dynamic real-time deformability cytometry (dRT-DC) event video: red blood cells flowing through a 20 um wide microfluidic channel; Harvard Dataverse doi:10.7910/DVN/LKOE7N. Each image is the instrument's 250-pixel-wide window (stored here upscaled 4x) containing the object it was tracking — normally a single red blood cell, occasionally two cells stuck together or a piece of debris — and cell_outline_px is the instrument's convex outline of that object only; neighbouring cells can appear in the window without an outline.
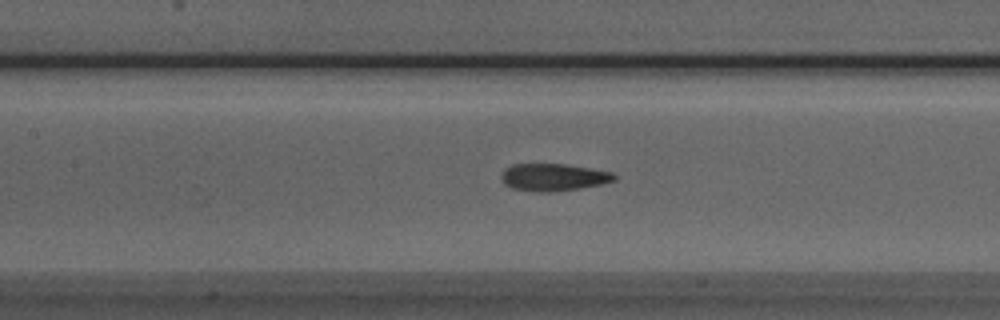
{"species": "Egyptian fruit bat (a non-hibernating species)", "species_latin": "Rousettus aegyptiacus", "temperature_condition": "room temperature", "stored_images_in_passage": 39, "camera_frame_rate_fps": 3000, "um_per_image_px": 0.085, "animal": {"sex": "male"}, "frame": {"image": 1, "passage_image": 15, "time_ms": 4.667, "image_size_px": [1000, 320], "cell_outline_px": [[616, 180], [600, 184], [580, 188], [548, 192], [540, 192], [512, 188], [504, 184], [500, 176], [504, 168], [512, 164], [564, 164], [612, 172], [616, 176]], "centroid_in_image_um": [47.0, 15.06], "position_along_channel_um": 160.4, "area_um2": 17.86}}
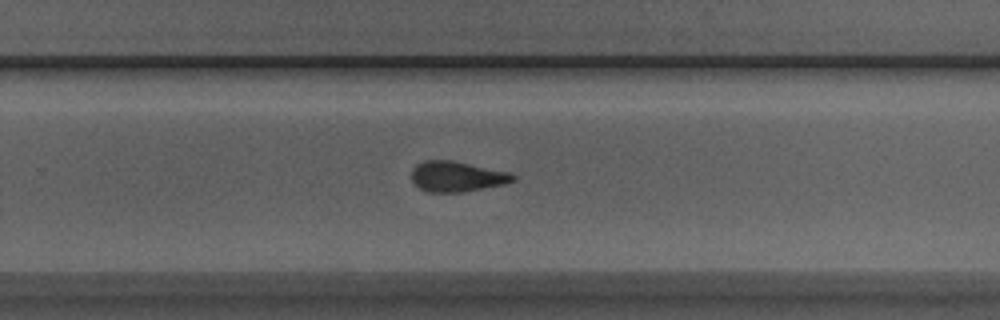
{"frame": {"image": 2, "passage_image": 25, "time_ms": 8.0, "image_size_px": [1000, 320], "cell_outline_px": [[516, 180], [504, 184], [484, 188], [460, 192], [428, 192], [420, 188], [412, 180], [412, 168], [416, 164], [424, 160], [452, 160], [512, 172], [516, 176]], "centroid_in_image_um": [38.86, 14.99], "position_along_channel_um": 290.9, "area_um2": 18.09}}
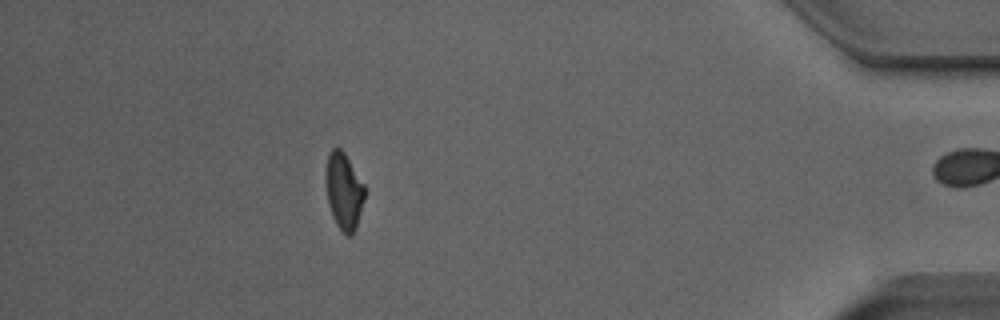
{"frame": {"image": 3, "passage_image": 38, "time_ms": 12.333, "image_size_px": [1000, 320], "cell_outline_px": [[364, 200], [356, 228], [352, 236], [348, 236], [336, 224], [328, 204], [324, 180], [324, 172], [328, 152], [332, 148], [340, 148], [344, 152], [364, 184]], "centroid_in_image_um": [29.19, 16.21], "position_along_channel_um": 406.0, "area_um2": 17.57}, "authors_computed_cell_mechanics": {"area_um2": 18.496, "velocity_mm_per_s": 3.9369, "shape_relaxation_time_tau1_ms": 5.1591, "shape_relaxation_time_tau2_ms": 2.6105, "deformation_change_tau1": 0.1348, "deformation_change_tau2": 0.0881}}